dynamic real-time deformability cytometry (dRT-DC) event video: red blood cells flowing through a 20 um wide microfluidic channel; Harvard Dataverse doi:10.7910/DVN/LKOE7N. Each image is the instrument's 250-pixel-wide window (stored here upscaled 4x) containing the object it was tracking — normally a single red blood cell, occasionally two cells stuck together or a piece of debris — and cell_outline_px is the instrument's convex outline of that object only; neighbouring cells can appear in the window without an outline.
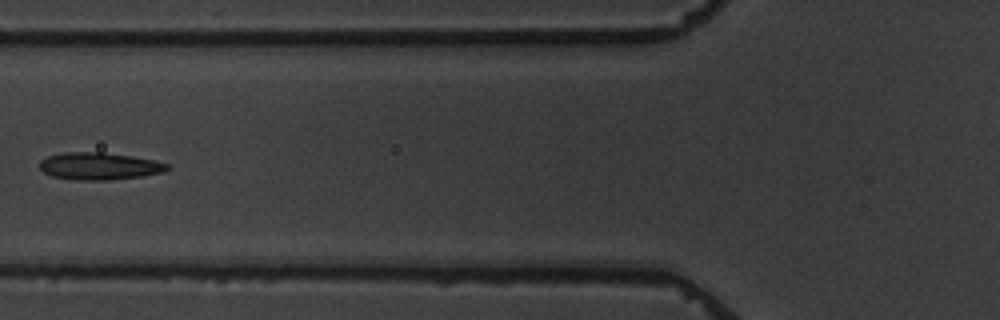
{"species": "common noctule bat (a hibernating species)", "species_latin": "Nyctalus noctula", "temperature_condition": "warm", "stored_images_in_passage": 13, "camera_frame_rate_fps": 3000, "um_per_image_px": 0.085, "animal": {"sex": "male", "body_mass_g": 19.5, "forearm_length_mm": 54.6}, "frame": {"image": 1, "passage_image": 4, "time_ms": 4.333, "image_size_px": [1000, 320], "cell_outline_px": [[172, 168], [164, 172], [144, 176], [112, 180], [76, 180], [52, 176], [44, 172], [40, 168], [40, 160], [48, 156], [64, 152], [100, 152], [132, 156], [156, 160], [168, 164]], "centroid_in_image_um": [8.49, 14.12], "position_along_channel_um": 117.3, "area_um2": 20.46}}
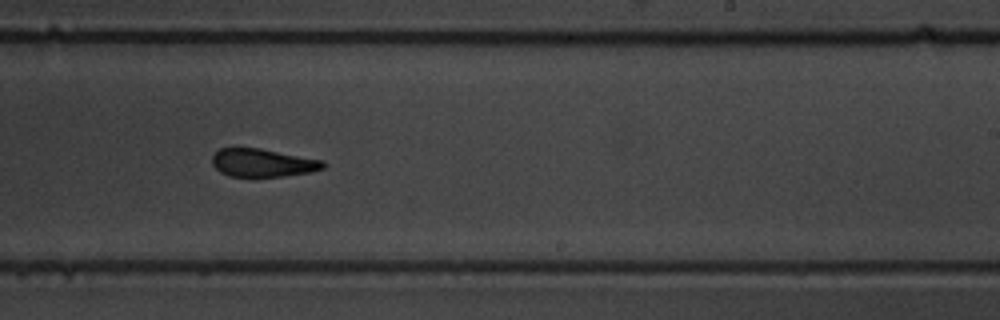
{"frame": {"image": 2, "passage_image": 8, "time_ms": 8.667, "image_size_px": [1000, 320], "cell_outline_px": [[324, 168], [308, 172], [284, 176], [228, 176], [220, 172], [212, 164], [212, 156], [220, 148], [232, 144], [260, 148], [324, 160]], "centroid_in_image_um": [22.25, 13.79], "position_along_channel_um": 266.8, "area_um2": 18.61}}
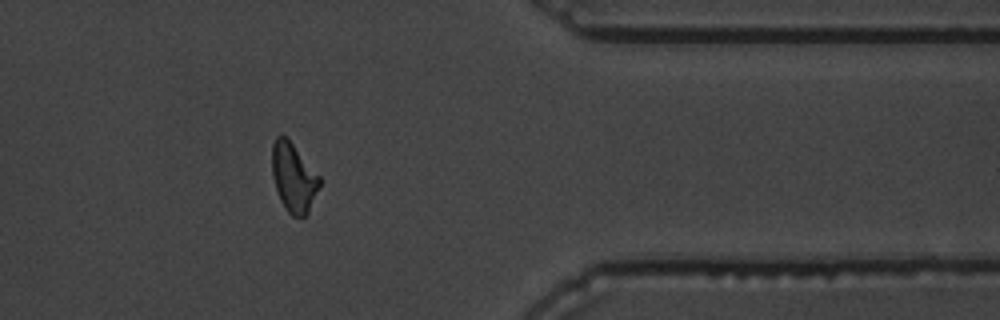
{"frame": {"image": 3, "passage_image": 11, "time_ms": 12.667, "image_size_px": [1000, 320], "cell_outline_px": [[320, 184], [308, 212], [304, 216], [292, 216], [288, 212], [280, 200], [272, 176], [272, 144], [276, 136], [284, 136], [292, 144], [320, 176]], "centroid_in_image_um": [24.93, 15.1], "position_along_channel_um": 386.5, "area_um2": 18.67}, "authors_computed_cell_mechanics": {"area_um2": 19.3052, "velocity_mm_per_s": 3.4615, "shape_relaxation_time_tau1_ms": 5.2718, "shape_relaxation_time_tau2_ms": 2.7903, "deformation_change_tau1": 0.156, "deformation_change_tau2": 0.1212}}